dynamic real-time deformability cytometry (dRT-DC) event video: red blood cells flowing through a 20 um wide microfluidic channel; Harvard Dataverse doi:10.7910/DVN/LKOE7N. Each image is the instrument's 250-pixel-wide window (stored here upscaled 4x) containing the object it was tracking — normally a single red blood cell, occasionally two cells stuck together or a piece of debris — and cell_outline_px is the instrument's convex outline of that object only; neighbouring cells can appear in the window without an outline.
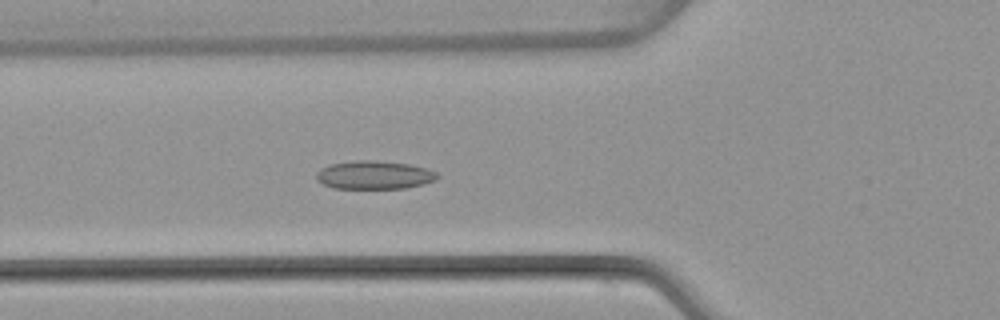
{"species": "common noctule bat (a hibernating species)", "species_latin": "Nyctalus noctula", "temperature_condition": "warm", "stored_images_in_passage": 50, "camera_frame_rate_fps": 3000, "um_per_image_px": 0.085, "animal": {"sex": "female", "body_mass_g": 22.7, "forearm_length_mm": 54.2}, "frame": {"image": 1, "passage_image": 18, "time_ms": 5.667, "image_size_px": [1000, 320], "cell_outline_px": [[440, 176], [436, 180], [424, 184], [404, 188], [332, 188], [316, 180], [316, 172], [320, 168], [328, 164], [356, 160], [368, 160], [408, 164], [424, 168], [436, 172]], "centroid_in_image_um": [31.77, 14.87], "position_along_channel_um": 94.0, "area_um2": 19.94}}
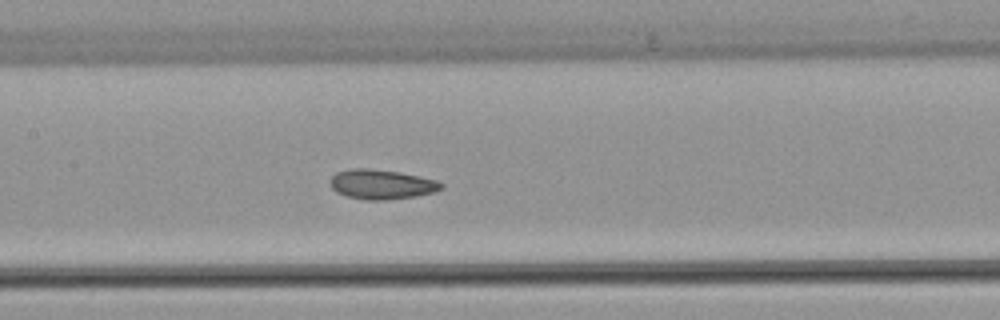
{"frame": {"image": 2, "passage_image": 24, "time_ms": 7.667, "image_size_px": [1000, 320], "cell_outline_px": [[444, 188], [436, 192], [416, 196], [388, 200], [364, 200], [348, 196], [336, 192], [332, 188], [332, 176], [336, 172], [352, 168], [364, 168], [400, 172], [436, 180], [444, 184]], "centroid_in_image_um": [32.47, 15.68], "position_along_channel_um": 174.9, "area_um2": 19.19}}
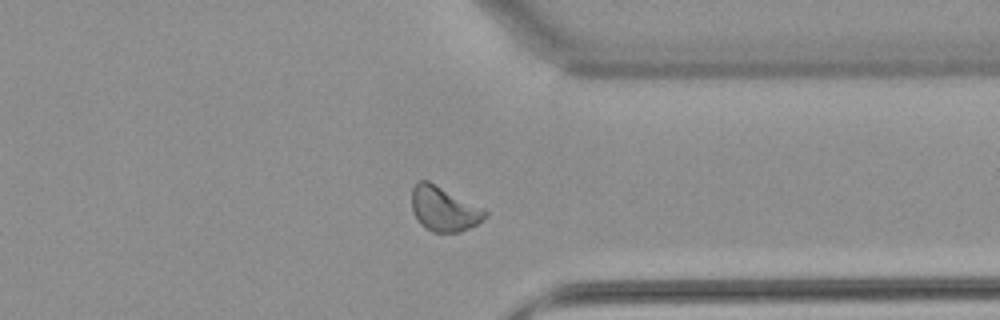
{"frame": {"image": 3, "passage_image": 39, "time_ms": 12.667, "image_size_px": [1000, 320], "cell_outline_px": [[488, 216], [476, 224], [460, 232], [432, 232], [420, 224], [412, 208], [412, 188], [420, 180], [428, 180], [484, 208], [488, 212]], "centroid_in_image_um": [37.75, 17.75], "position_along_channel_um": 373.7, "area_um2": 19.02}, "authors_computed_cell_mechanics": {"area_um2": 19.2474, "velocity_mm_per_s": 4.0373, "shape_relaxation_time_tau1_ms": null, "shape_relaxation_time_tau2_ms": 1.7925, "deformation_change_tau1": null, "deformation_change_tau2": 0.0575}}